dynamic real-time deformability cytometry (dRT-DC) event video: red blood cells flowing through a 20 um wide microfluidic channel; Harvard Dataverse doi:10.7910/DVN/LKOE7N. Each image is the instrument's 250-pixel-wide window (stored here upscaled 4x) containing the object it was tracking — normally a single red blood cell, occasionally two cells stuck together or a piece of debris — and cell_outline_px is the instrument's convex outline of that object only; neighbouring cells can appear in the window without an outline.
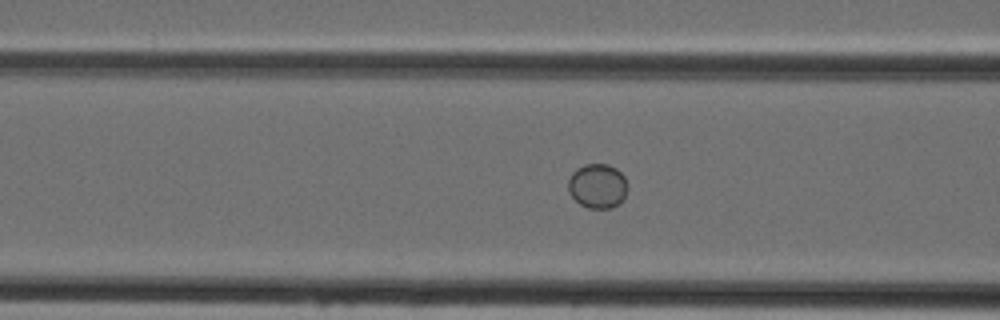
{"species": "Egyptian fruit bat (a non-hibernating species)", "species_latin": "Rousettus aegyptiacus", "temperature_condition": "cold", "stored_images_in_passage": 37, "camera_frame_rate_fps": 3000, "um_per_image_px": 0.085, "animal": {"sex": "female"}, "frame": {"image": 1, "passage_image": 7, "time_ms": 2.0, "image_size_px": [1000, 320], "cell_outline_px": [[628, 188], [620, 204], [612, 208], [588, 208], [580, 204], [568, 192], [568, 180], [572, 172], [576, 168], [584, 164], [608, 164], [616, 168], [624, 176], [628, 184]], "centroid_in_image_um": [50.8, 15.8], "position_along_channel_um": 115.8, "area_um2": 15.61}}
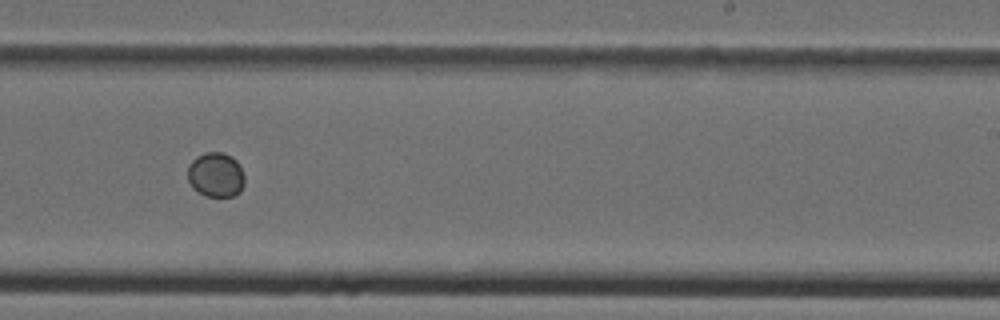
{"frame": {"image": 2, "passage_image": 18, "time_ms": 5.667, "image_size_px": [1000, 320], "cell_outline_px": [[244, 184], [240, 192], [232, 196], [204, 196], [192, 188], [188, 180], [188, 164], [196, 156], [204, 152], [224, 152], [232, 156], [236, 160], [244, 176]], "centroid_in_image_um": [18.32, 14.85], "position_along_channel_um": 270.7, "area_um2": 14.97}}
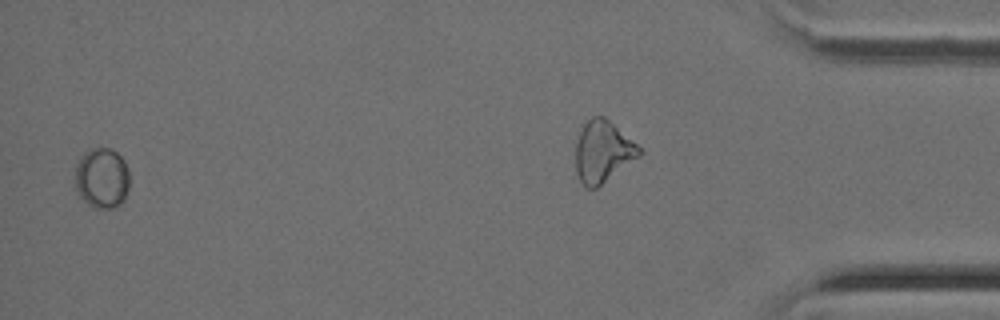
{"frame": {"image": 3, "passage_image": 35, "time_ms": 11.333, "image_size_px": [1000, 320], "cell_outline_px": [[128, 188], [120, 204], [112, 208], [92, 208], [80, 196], [76, 188], [76, 164], [80, 156], [88, 148], [112, 148], [124, 160], [128, 172]], "centroid_in_image_um": [8.64, 15.11], "position_along_channel_um": 426.6, "area_um2": 19.13}}